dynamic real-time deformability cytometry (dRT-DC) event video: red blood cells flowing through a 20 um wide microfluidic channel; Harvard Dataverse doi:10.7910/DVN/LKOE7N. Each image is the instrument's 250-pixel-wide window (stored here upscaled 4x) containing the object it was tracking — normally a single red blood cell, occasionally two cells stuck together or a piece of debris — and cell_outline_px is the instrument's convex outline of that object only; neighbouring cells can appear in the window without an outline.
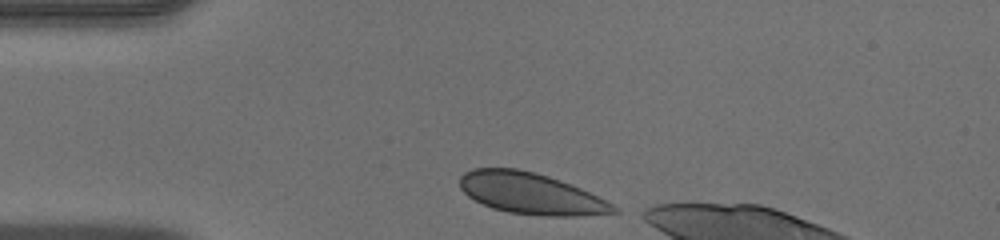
{"species": "human", "species_latin": "Homo sapiens", "temperature_condition": "warm", "stored_images_in_passage": 32, "camera_frame_rate_fps": 3000, "um_per_image_px": 0.085, "donor": {"sex": "male"}, "frame": {"image": 1, "passage_image": 1, "time_ms": 0.0, "image_size_px": [1000, 240], "cell_outline_px": [[620, 212], [576, 216], [544, 216], [508, 212], [492, 208], [468, 196], [460, 188], [460, 176], [464, 172], [476, 168], [516, 168], [536, 172], [560, 180], [580, 188], [620, 208]], "centroid_in_image_um": [45.11, 16.44], "position_along_channel_um": 39.9, "area_um2": 36.82}}
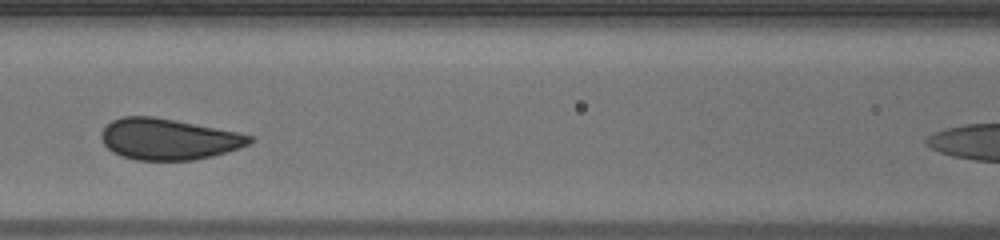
{"frame": {"image": 2, "passage_image": 11, "time_ms": 3.333, "image_size_px": [1000, 240], "cell_outline_px": [[256, 136], [248, 144], [240, 148], [212, 156], [192, 160], [136, 160], [112, 152], [100, 140], [100, 132], [112, 120], [124, 116], [152, 116], [236, 132]], "centroid_in_image_um": [14.29, 11.83], "position_along_channel_um": 152.3, "area_um2": 35.32}}
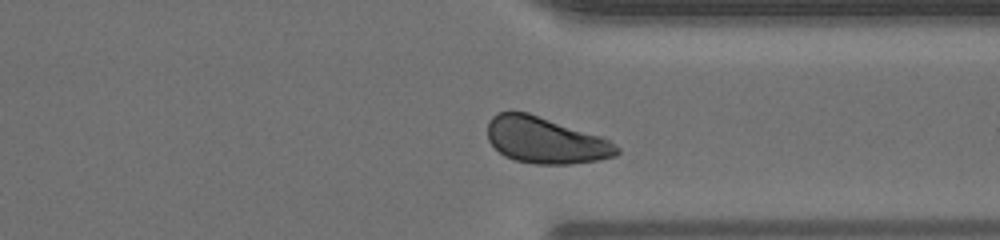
{"frame": {"image": 3, "passage_image": 26, "time_ms": 8.333, "image_size_px": [1000, 240], "cell_outline_px": [[620, 152], [616, 156], [600, 160], [572, 164], [536, 164], [516, 160], [504, 156], [488, 140], [488, 120], [492, 116], [500, 112], [528, 112], [600, 136], [608, 140], [620, 148]], "centroid_in_image_um": [46.38, 11.93], "position_along_channel_um": 365.0, "area_um2": 34.74}}